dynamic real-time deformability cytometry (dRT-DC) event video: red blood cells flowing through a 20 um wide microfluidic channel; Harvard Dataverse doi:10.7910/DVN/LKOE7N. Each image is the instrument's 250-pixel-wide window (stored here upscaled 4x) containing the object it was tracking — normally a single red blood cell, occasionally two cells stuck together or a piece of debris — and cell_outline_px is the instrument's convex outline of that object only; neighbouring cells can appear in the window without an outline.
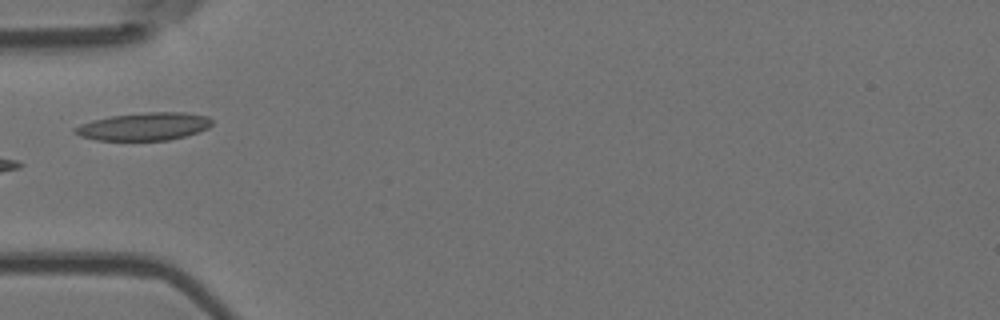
{"species": "Egyptian fruit bat (a non-hibernating species)", "species_latin": "Rousettus aegyptiacus", "temperature_condition": "room temperature", "stored_images_in_passage": 6, "camera_frame_rate_fps": 3000, "um_per_image_px": 0.085, "animal": {"sex": "female"}, "frame": {"image": 1, "passage_image": 6, "time_ms": 1.667, "image_size_px": [1000, 320], "cell_outline_px": [[212, 124], [208, 128], [184, 136], [168, 140], [96, 140], [80, 136], [72, 132], [72, 128], [80, 124], [92, 120], [112, 116], [148, 112], [184, 112], [208, 116], [212, 120]], "centroid_in_image_um": [12.22, 10.75], "position_along_channel_um": 72.8, "area_um2": 22.14}}